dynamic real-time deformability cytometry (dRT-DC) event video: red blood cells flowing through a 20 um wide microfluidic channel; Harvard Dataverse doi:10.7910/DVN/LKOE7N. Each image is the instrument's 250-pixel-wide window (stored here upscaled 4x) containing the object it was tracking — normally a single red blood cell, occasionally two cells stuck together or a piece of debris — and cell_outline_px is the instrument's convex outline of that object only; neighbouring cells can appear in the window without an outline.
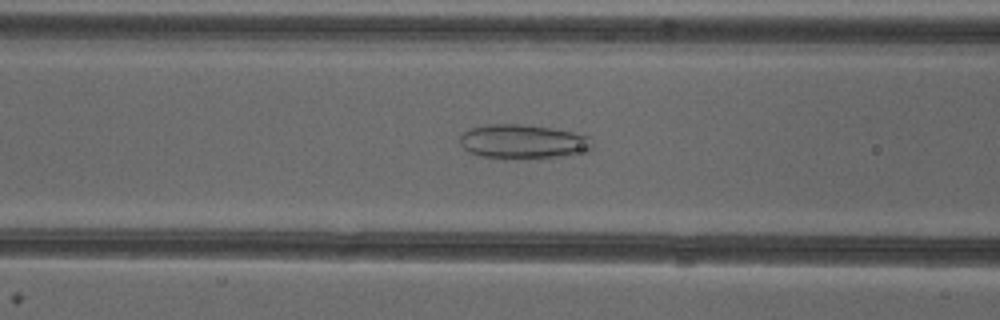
{"species": "common noctule bat (a hibernating species)", "species_latin": "Nyctalus noctula", "temperature_condition": "cold", "stored_images_in_passage": 52, "camera_frame_rate_fps": 3000, "um_per_image_px": 0.085, "animal": {"sex": "female"}, "frame": {"image": 1, "passage_image": 21, "time_ms": 6.667, "image_size_px": [1000, 320], "cell_outline_px": [[592, 148], [588, 152], [564, 156], [504, 160], [480, 156], [468, 152], [460, 144], [460, 136], [464, 132], [472, 128], [488, 124], [516, 124], [552, 128], [572, 132], [588, 136], [592, 140]], "centroid_in_image_um": [44.45, 12.06], "position_along_channel_um": 122.2, "area_um2": 26.76}}
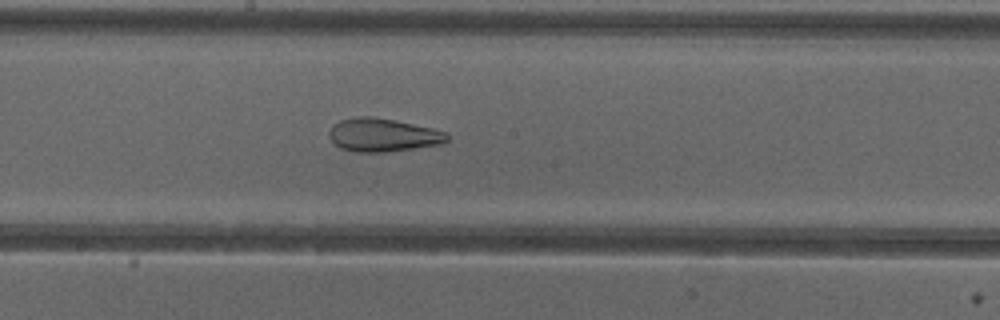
{"frame": {"image": 2, "passage_image": 28, "time_ms": 9.0, "image_size_px": [1000, 320], "cell_outline_px": [[448, 140], [440, 144], [384, 152], [356, 152], [340, 148], [328, 136], [328, 132], [332, 124], [340, 120], [360, 116], [372, 116], [432, 128], [448, 132]], "centroid_in_image_um": [32.51, 11.47], "position_along_channel_um": 215.7, "area_um2": 22.72}}
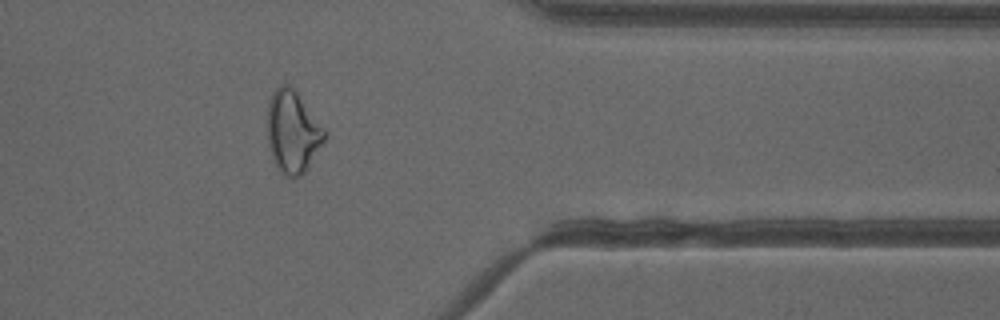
{"frame": {"image": 3, "passage_image": 42, "time_ms": 13.667, "image_size_px": [1000, 320], "cell_outline_px": [[324, 140], [308, 168], [300, 176], [292, 180], [284, 176], [276, 164], [272, 156], [268, 144], [268, 100], [272, 92], [280, 84], [288, 84], [296, 92], [324, 128]], "centroid_in_image_um": [24.85, 11.22], "position_along_channel_um": 386.5, "area_um2": 27.05}, "authors_computed_cell_mechanics": {"area_um2": 28.7555, "velocity_mm_per_s": 3.9853, "shape_relaxation_time_tau1_ms": null, "shape_relaxation_time_tau2_ms": 1.9209, "deformation_change_tau1": null, "deformation_change_tau2": 0.1012}}